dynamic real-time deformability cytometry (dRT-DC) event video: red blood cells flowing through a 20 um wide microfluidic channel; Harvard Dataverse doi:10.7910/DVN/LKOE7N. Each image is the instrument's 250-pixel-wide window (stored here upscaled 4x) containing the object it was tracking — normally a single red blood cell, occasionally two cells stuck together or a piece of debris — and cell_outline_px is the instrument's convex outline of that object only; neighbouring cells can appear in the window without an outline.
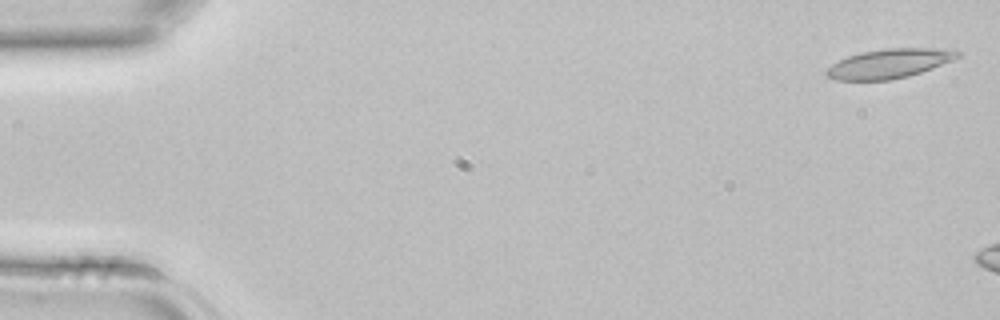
{"species": "common noctule bat (a hibernating species)", "species_latin": "Nyctalus noctula", "temperature_condition": "room temperature", "stored_images_in_passage": 5, "camera_frame_rate_fps": 3000, "um_per_image_px": 0.085, "animal": {"sex": "female", "body_mass_g": 22.7, "forearm_length_mm": 54.2}, "frame": {"image": 1, "passage_image": 1, "time_ms": 0.0, "image_size_px": [1000, 320], "cell_outline_px": [[960, 56], [952, 60], [920, 72], [908, 76], [888, 80], [832, 80], [824, 76], [824, 72], [832, 64], [848, 56], [860, 52], [884, 48], [956, 48], [960, 52]], "centroid_in_image_um": [75.57, 5.39], "position_along_channel_um": 9.4, "area_um2": 22.54}}